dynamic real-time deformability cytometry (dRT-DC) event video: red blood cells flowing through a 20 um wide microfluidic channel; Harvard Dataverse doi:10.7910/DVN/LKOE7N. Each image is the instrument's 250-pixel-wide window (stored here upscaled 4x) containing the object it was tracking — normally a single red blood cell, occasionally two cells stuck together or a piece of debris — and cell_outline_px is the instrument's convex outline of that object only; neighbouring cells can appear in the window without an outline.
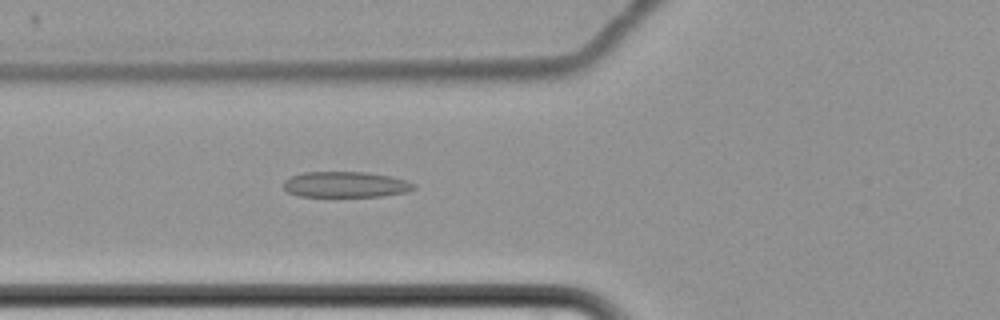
{"species": "common noctule bat (a hibernating species)", "species_latin": "Nyctalus noctula", "temperature_condition": "cold", "stored_images_in_passage": 65, "camera_frame_rate_fps": 3000, "um_per_image_px": 0.085, "animal": {"sex": "female", "body_mass_g": 22.7, "forearm_length_mm": 54.2}, "frame": {"image": 1, "passage_image": 28, "time_ms": 9.0, "image_size_px": [1000, 320], "cell_outline_px": [[416, 188], [408, 192], [380, 196], [300, 196], [288, 192], [284, 188], [284, 180], [292, 176], [304, 172], [368, 172], [392, 176], [416, 184]], "centroid_in_image_um": [29.41, 15.68], "position_along_channel_um": 96.4, "area_um2": 19.54}}
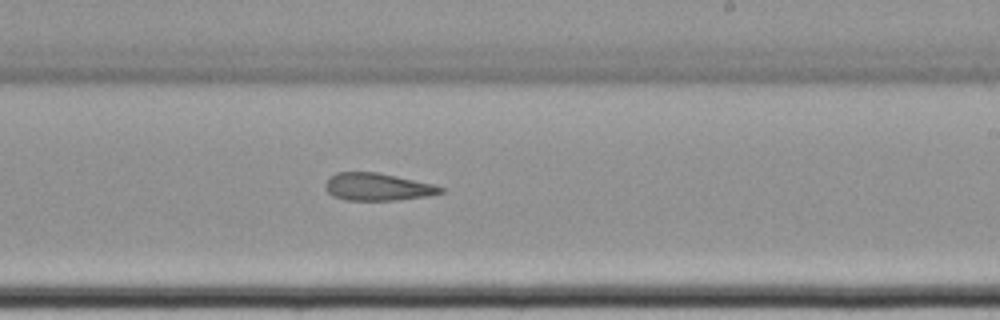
{"frame": {"image": 2, "passage_image": 42, "time_ms": 13.667, "image_size_px": [1000, 320], "cell_outline_px": [[444, 192], [428, 196], [396, 200], [344, 200], [332, 196], [324, 188], [324, 184], [328, 176], [336, 172], [376, 172], [436, 184], [444, 188]], "centroid_in_image_um": [32.07, 15.88], "position_along_channel_um": 256.9, "area_um2": 18.73}}
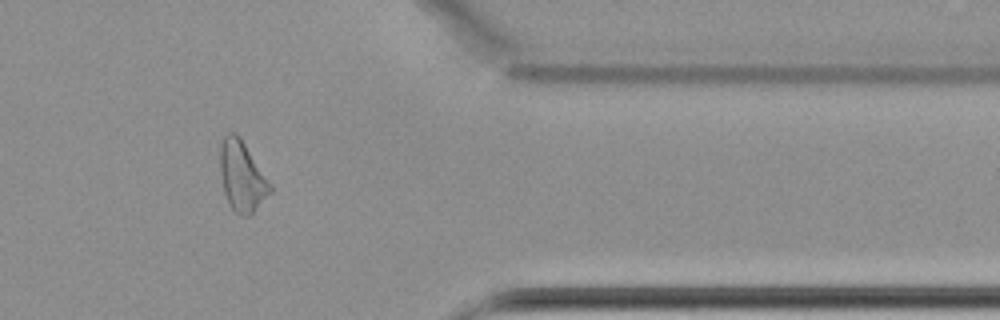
{"frame": {"image": 3, "passage_image": 55, "time_ms": 18.0, "image_size_px": [1000, 320], "cell_outline_px": [[272, 192], [248, 216], [244, 216], [236, 212], [232, 208], [224, 192], [220, 172], [220, 144], [224, 136], [228, 132], [236, 132], [240, 136], [272, 184]], "centroid_in_image_um": [20.58, 14.94], "position_along_channel_um": 390.8, "area_um2": 20.46}, "authors_computed_cell_mechanics": {"area_um2": 21.5594, "velocity_mm_per_s": 3.4432, "shape_relaxation_time_tau1_ms": null, "shape_relaxation_time_tau2_ms": 3.5882, "deformation_change_tau1": null, "deformation_change_tau2": 0.1335}}